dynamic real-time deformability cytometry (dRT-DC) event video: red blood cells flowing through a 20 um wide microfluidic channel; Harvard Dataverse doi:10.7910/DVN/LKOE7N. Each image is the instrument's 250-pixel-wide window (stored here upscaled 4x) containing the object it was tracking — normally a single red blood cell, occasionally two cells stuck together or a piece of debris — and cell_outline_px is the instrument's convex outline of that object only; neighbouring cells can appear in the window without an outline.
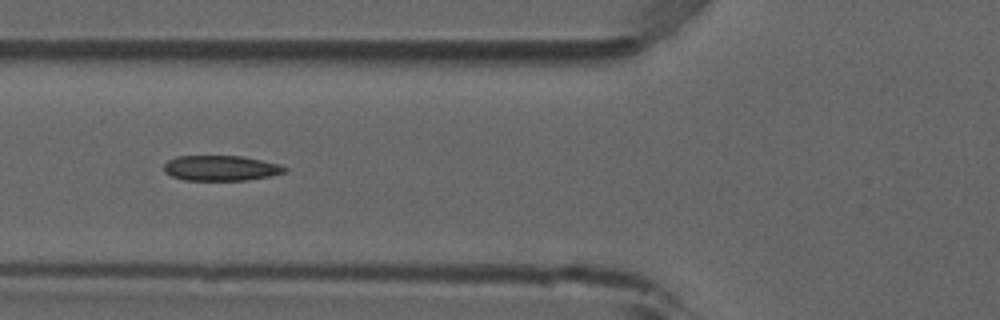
{"species": "common noctule bat (a hibernating species)", "species_latin": "Nyctalus noctula", "temperature_condition": "room temperature", "stored_images_in_passage": 8, "camera_frame_rate_fps": 3000, "um_per_image_px": 0.085, "animal": {"sex": "male", "forearm_length_mm": 52.5}, "frame": {"image": 1, "passage_image": 6, "time_ms": 1.667, "image_size_px": [1000, 320], "cell_outline_px": [[288, 172], [272, 176], [248, 180], [184, 180], [172, 176], [164, 172], [164, 164], [168, 160], [176, 156], [244, 156], [280, 164], [288, 168]], "centroid_in_image_um": [18.82, 14.29], "position_along_channel_um": 107.0, "area_um2": 18.03}}
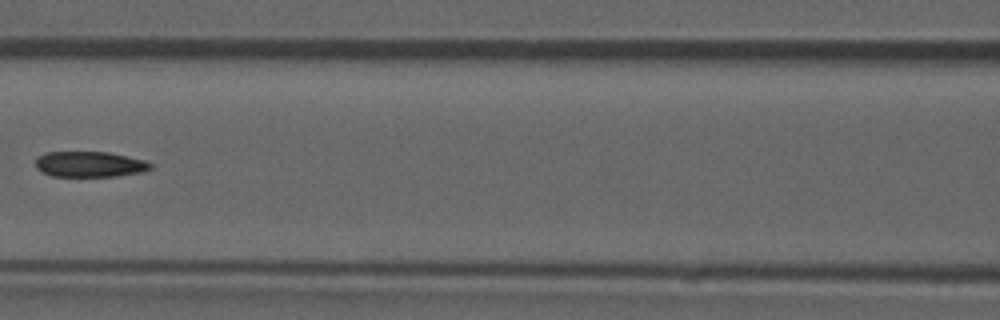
{"frame": {"image": 2, "passage_image": 7, "time_ms": 2.0, "image_size_px": [1000, 320], "cell_outline_px": [[152, 168], [140, 172], [116, 176], [52, 176], [36, 168], [36, 160], [44, 152], [108, 152], [128, 156], [144, 160], [152, 164]], "centroid_in_image_um": [7.63, 13.95], "position_along_channel_um": 159.0, "area_um2": 16.99}}